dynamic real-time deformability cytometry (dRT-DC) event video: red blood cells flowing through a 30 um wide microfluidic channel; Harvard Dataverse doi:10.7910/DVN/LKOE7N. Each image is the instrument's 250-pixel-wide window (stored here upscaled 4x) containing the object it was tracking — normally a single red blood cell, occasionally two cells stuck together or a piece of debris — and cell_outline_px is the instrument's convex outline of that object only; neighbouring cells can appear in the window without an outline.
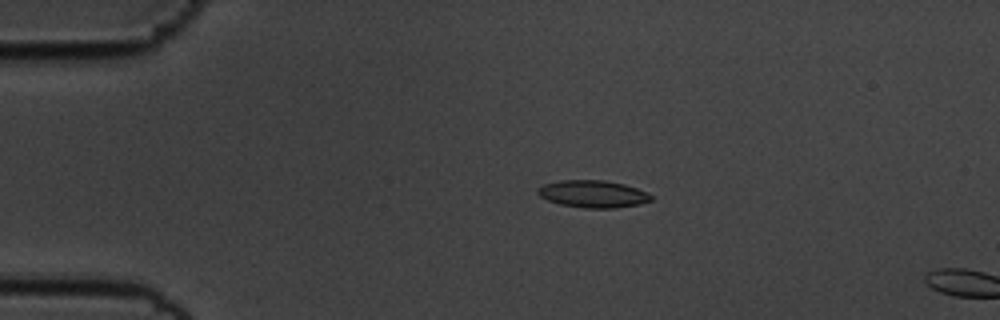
{"species": "common noctule bat (a hibernating species)", "species_latin": "Nyctalus noctula", "temperature_condition": "cold", "stored_images_in_passage": 13, "camera_frame_rate_fps": 3000, "um_per_image_px": 0.085, "animal": {"sex": "male", "body_mass_g": 19.5, "forearm_length_mm": 54.6}, "frame": {"image": 1, "passage_image": 10, "time_ms": 3.0, "image_size_px": [1000, 320], "cell_outline_px": [[652, 200], [640, 204], [616, 208], [584, 208], [560, 204], [548, 200], [540, 196], [536, 192], [544, 184], [560, 180], [604, 180], [624, 184], [636, 188], [652, 196]], "centroid_in_image_um": [50.4, 16.49], "position_along_channel_um": 34.6, "area_um2": 17.86}}